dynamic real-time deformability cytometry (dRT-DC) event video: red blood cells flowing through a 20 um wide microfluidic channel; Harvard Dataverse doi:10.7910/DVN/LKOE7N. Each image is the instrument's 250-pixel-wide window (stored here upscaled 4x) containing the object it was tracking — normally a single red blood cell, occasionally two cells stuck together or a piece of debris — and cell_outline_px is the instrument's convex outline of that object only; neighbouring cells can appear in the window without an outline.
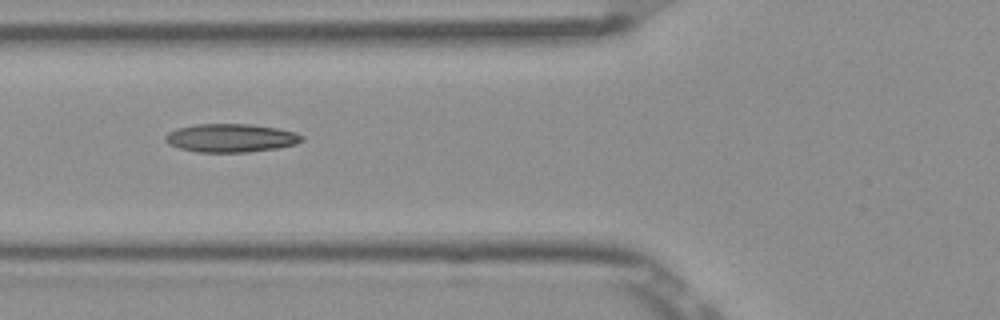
{"species": "Egyptian fruit bat (a non-hibernating species)", "species_latin": "Rousettus aegyptiacus", "temperature_condition": "room temperature", "stored_images_in_passage": 4, "camera_frame_rate_fps": 3000, "um_per_image_px": 0.085, "frame": {"image": 1, "passage_image": 2, "time_ms": 0.333, "image_size_px": [1000, 320], "cell_outline_px": [[304, 140], [296, 144], [276, 148], [248, 152], [196, 152], [180, 148], [168, 144], [164, 140], [164, 136], [168, 132], [176, 128], [196, 124], [248, 124], [276, 128], [296, 132], [304, 136]], "centroid_in_image_um": [19.6, 11.73], "position_along_channel_um": 106.2, "area_um2": 22.66}}
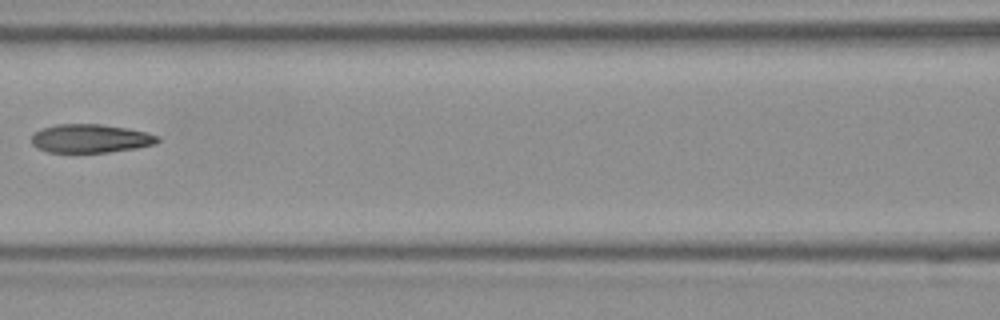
{"frame": {"image": 2, "passage_image": 3, "time_ms": 0.667, "image_size_px": [1000, 320], "cell_outline_px": [[160, 140], [156, 144], [136, 148], [108, 152], [48, 152], [36, 148], [32, 144], [32, 136], [40, 128], [56, 124], [100, 124], [128, 128], [148, 132], [160, 136]], "centroid_in_image_um": [7.71, 11.76], "position_along_channel_um": 158.9, "area_um2": 21.15}}
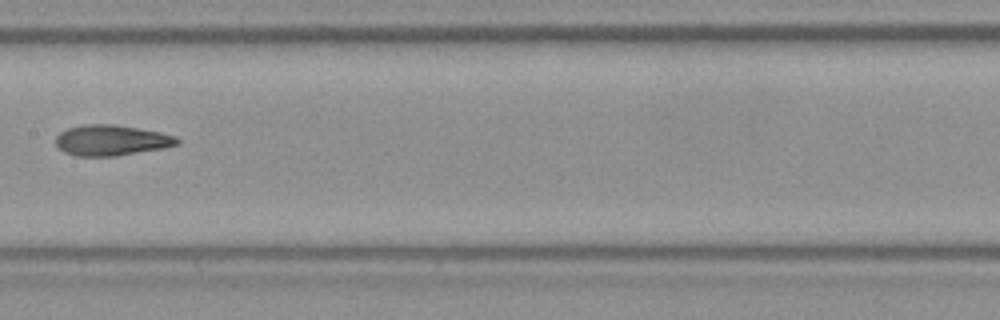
{"frame": {"image": 3, "passage_image": 4, "time_ms": 1.0, "image_size_px": [1000, 320], "cell_outline_px": [[180, 144], [164, 148], [112, 156], [76, 156], [64, 152], [56, 148], [56, 136], [60, 132], [68, 128], [84, 124], [112, 124], [160, 132], [176, 136], [180, 140]], "centroid_in_image_um": [9.44, 11.92], "position_along_channel_um": 198.0, "area_um2": 21.68}}